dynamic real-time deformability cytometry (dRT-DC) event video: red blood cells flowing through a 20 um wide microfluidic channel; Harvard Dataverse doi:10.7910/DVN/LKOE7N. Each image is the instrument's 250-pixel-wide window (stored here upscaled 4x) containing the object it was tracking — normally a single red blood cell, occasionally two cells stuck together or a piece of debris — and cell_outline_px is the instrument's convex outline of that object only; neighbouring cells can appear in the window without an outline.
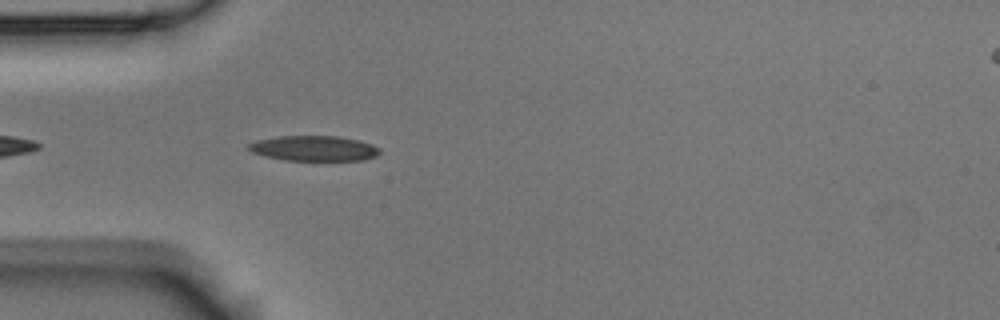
{"species": "Egyptian fruit bat (a non-hibernating species)", "species_latin": "Rousettus aegyptiacus", "temperature_condition": "room temperature", "stored_images_in_passage": 11, "camera_frame_rate_fps": 3000, "um_per_image_px": 0.085, "animal": {"sex": "male"}, "frame": {"image": 1, "passage_image": 4, "time_ms": 1.0, "image_size_px": [1000, 320], "cell_outline_px": [[380, 152], [376, 156], [364, 160], [284, 160], [264, 156], [252, 152], [248, 148], [248, 144], [256, 140], [276, 136], [340, 136], [360, 140], [372, 144], [380, 148]], "centroid_in_image_um": [26.69, 12.6], "position_along_channel_um": 58.3, "area_um2": 19.42}}
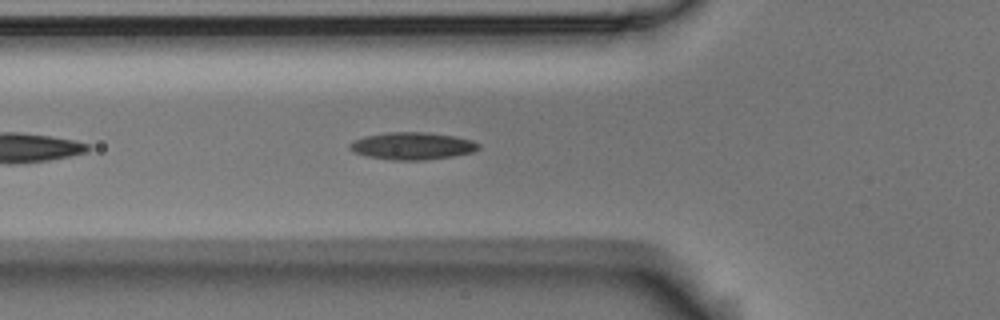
{"frame": {"image": 2, "passage_image": 7, "time_ms": 2.0, "image_size_px": [1000, 320], "cell_outline_px": [[480, 148], [472, 152], [452, 156], [424, 160], [392, 160], [368, 156], [352, 152], [348, 148], [348, 144], [352, 140], [364, 136], [388, 132], [428, 132], [456, 136], [472, 140], [480, 144]], "centroid_in_image_um": [35.02, 12.39], "position_along_channel_um": 90.8, "area_um2": 20.69}}
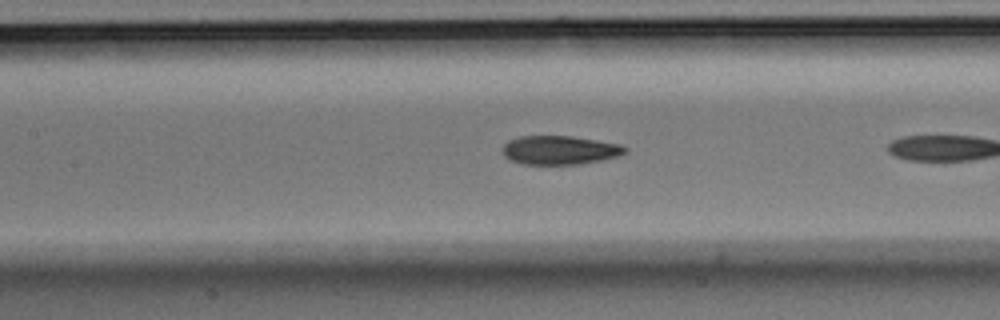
{"frame": {"image": 3, "passage_image": 10, "time_ms": 3.0, "image_size_px": [1000, 320], "cell_outline_px": [[628, 152], [616, 156], [600, 160], [580, 164], [524, 164], [512, 160], [504, 156], [504, 144], [508, 140], [520, 136], [572, 136], [620, 144], [628, 148]], "centroid_in_image_um": [47.59, 12.75], "position_along_channel_um": 159.8, "area_um2": 20.4}}